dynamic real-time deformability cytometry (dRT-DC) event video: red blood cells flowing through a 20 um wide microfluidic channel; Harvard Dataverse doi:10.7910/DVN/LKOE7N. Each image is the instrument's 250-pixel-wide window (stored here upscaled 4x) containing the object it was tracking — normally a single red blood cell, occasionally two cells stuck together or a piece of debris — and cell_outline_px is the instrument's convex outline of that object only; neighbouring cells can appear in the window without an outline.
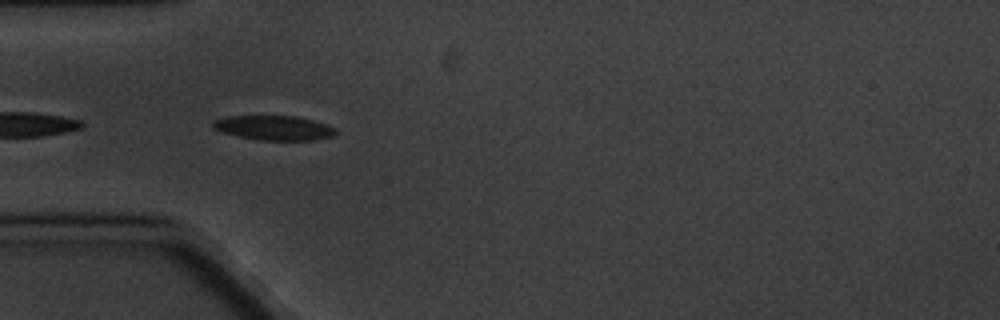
{"species": "common noctule bat (a hibernating species)", "species_latin": "Nyctalus noctula", "temperature_condition": "cold", "stored_images_in_passage": 8, "camera_frame_rate_fps": 3000, "um_per_image_px": 0.085, "animal": {"sex": "male", "body_mass_g": 20.1, "forearm_length_mm": 53.5}, "frame": {"image": 1, "passage_image": 5, "time_ms": 4.333, "image_size_px": [1000, 320], "cell_outline_px": [[340, 132], [332, 136], [312, 140], [256, 140], [220, 132], [212, 128], [212, 124], [216, 120], [228, 116], [296, 116], [312, 120], [336, 128]], "centroid_in_image_um": [23.29, 10.87], "position_along_channel_um": 61.7, "area_um2": 17.57}}